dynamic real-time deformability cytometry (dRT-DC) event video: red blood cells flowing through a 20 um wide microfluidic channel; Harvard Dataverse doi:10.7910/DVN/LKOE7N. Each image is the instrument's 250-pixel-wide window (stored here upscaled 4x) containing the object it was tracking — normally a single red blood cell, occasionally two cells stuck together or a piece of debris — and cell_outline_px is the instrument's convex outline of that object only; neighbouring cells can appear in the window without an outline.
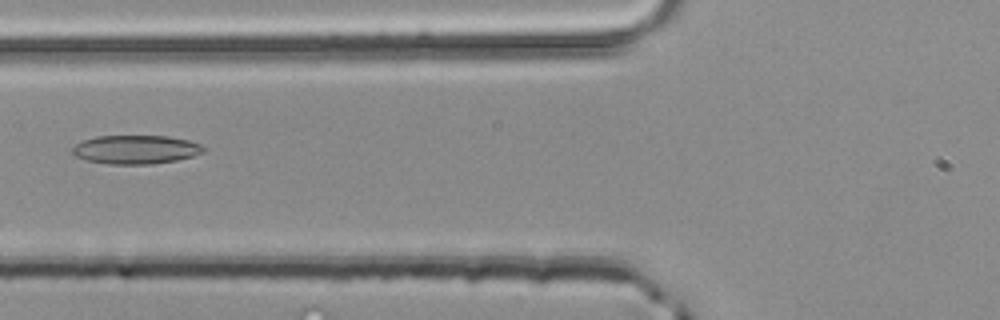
{"species": "common noctule bat (a hibernating species)", "species_latin": "Nyctalus noctula", "temperature_condition": "room temperature", "stored_images_in_passage": 2, "camera_frame_rate_fps": 3000, "um_per_image_px": 0.085, "animal": {"sex": "male", "body_mass_g": 20.4}, "frame": {"image": 1, "passage_image": 2, "time_ms": 0.333, "image_size_px": [1000, 320], "cell_outline_px": [[208, 148], [204, 152], [192, 156], [176, 160], [152, 164], [108, 164], [88, 160], [76, 156], [72, 152], [72, 148], [76, 144], [84, 140], [96, 136], [168, 136], [188, 140], [200, 144]], "centroid_in_image_um": [11.57, 12.71], "position_along_channel_um": 114.2, "area_um2": 21.91}}